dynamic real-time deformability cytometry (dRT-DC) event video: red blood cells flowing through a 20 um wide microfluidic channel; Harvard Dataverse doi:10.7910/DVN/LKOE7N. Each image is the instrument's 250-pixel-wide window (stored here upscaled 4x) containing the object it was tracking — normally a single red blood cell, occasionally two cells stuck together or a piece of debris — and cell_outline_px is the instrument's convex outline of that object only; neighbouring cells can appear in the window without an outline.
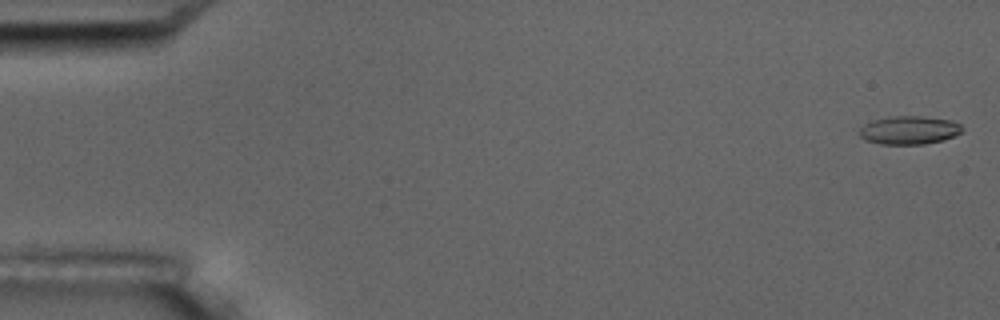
{"species": "common noctule bat (a hibernating species)", "species_latin": "Nyctalus noctula", "temperature_condition": "room temperature", "stored_images_in_passage": 5, "camera_frame_rate_fps": 3000, "um_per_image_px": 0.085, "animal": {"sex": "male", "body_mass_g": 17.5, "forearm_length_mm": 52.3}, "frame": {"image": 1, "passage_image": 1, "time_ms": 0.0, "image_size_px": [1000, 320], "cell_outline_px": [[964, 132], [944, 140], [924, 144], [880, 144], [864, 140], [860, 136], [860, 128], [864, 124], [872, 120], [888, 116], [924, 116], [948, 120], [960, 124], [964, 128]], "centroid_in_image_um": [77.28, 11.06], "position_along_channel_um": 7.7, "area_um2": 17.17}}